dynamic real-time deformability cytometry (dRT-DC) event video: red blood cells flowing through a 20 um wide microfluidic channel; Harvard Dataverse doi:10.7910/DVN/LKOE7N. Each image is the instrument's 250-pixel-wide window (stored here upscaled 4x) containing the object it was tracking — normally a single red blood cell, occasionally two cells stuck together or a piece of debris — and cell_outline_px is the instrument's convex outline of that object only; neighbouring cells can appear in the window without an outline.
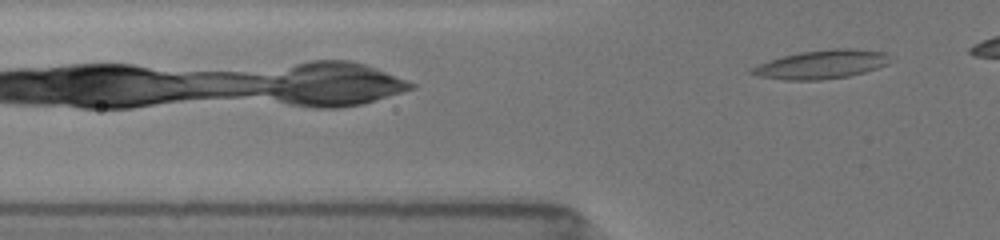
{"species": "common noctule bat (a hibernating species)", "species_latin": "Nyctalus noctula", "temperature_condition": "room temperature", "stored_images_in_passage": 9, "camera_frame_rate_fps": 3000, "um_per_image_px": 0.085, "animal": {"sex": "female", "body_mass_g": 19.5, "forearm_length_mm": 54.1}, "frame": {"image": 1, "passage_image": 9, "time_ms": 2.0, "image_size_px": [1000, 240], "cell_outline_px": [[888, 64], [864, 72], [848, 76], [820, 80], [784, 80], [756, 76], [748, 72], [752, 68], [760, 64], [784, 56], [800, 52], [832, 48], [852, 48], [884, 52], [888, 56]], "centroid_in_image_um": [69.81, 5.48], "position_along_channel_um": 56.0, "area_um2": 22.89}}